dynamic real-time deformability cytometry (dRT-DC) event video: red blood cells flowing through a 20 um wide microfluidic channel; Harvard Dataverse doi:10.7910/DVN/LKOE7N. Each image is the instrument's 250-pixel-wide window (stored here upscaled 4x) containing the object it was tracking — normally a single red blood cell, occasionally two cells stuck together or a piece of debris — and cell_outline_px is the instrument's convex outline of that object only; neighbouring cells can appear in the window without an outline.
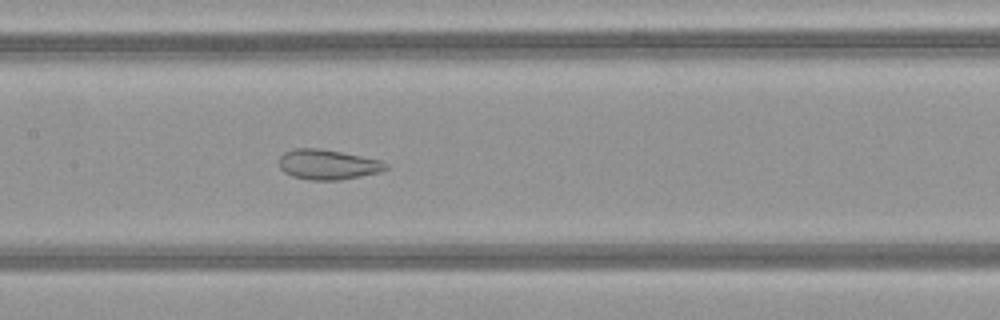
{"species": "common noctule bat (a hibernating species)", "species_latin": "Nyctalus noctula", "temperature_condition": "warm", "stored_images_in_passage": 50, "camera_frame_rate_fps": 3000, "um_per_image_px": 0.085, "animal": {"sex": "female", "body_mass_g": 21.9}, "frame": {"image": 1, "passage_image": 24, "time_ms": 7.667, "image_size_px": [1000, 320], "cell_outline_px": [[388, 168], [380, 172], [340, 180], [308, 180], [292, 176], [284, 172], [280, 168], [280, 156], [284, 152], [296, 148], [316, 148], [340, 152], [380, 160], [388, 164]], "centroid_in_image_um": [27.85, 13.99], "position_along_channel_um": 179.6, "area_um2": 18.55}}
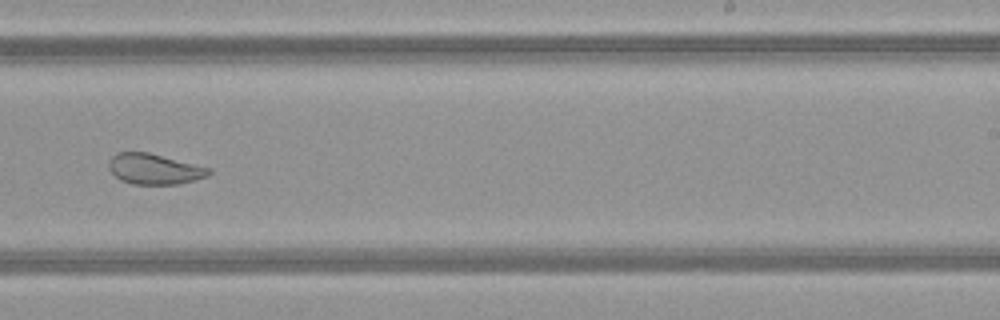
{"frame": {"image": 2, "passage_image": 31, "time_ms": 10.0, "image_size_px": [1000, 320], "cell_outline_px": [[212, 172], [208, 176], [196, 180], [180, 184], [132, 184], [120, 180], [108, 168], [108, 164], [112, 156], [116, 152], [148, 152], [212, 168]], "centroid_in_image_um": [13.15, 14.37], "position_along_channel_um": 275.9, "area_um2": 17.98}}
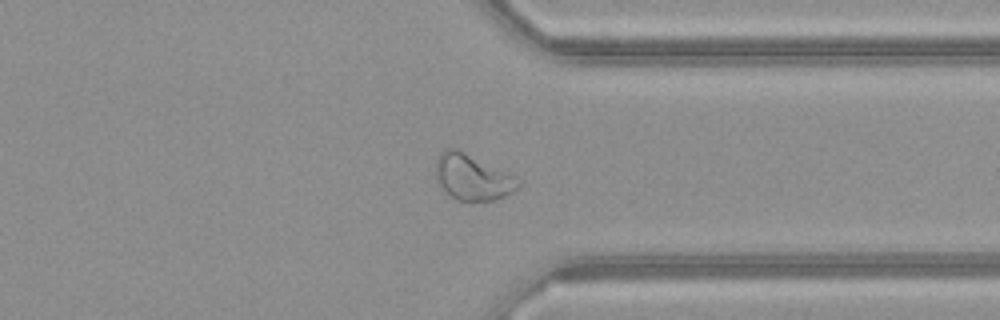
{"frame": {"image": 3, "passage_image": 38, "time_ms": 12.333, "image_size_px": [1000, 320], "cell_outline_px": [[520, 188], [496, 200], [456, 200], [448, 196], [440, 184], [436, 176], [436, 160], [440, 152], [444, 148], [456, 148], [520, 180]], "centroid_in_image_um": [40.12, 15.08], "position_along_channel_um": 371.3, "area_um2": 21.56}, "authors_computed_cell_mechanics": {"area_um2": 26.1545, "velocity_mm_per_s": 4.1432, "shape_relaxation_time_tau1_ms": null, "shape_relaxation_time_tau2_ms": 0.9826, "deformation_change_tau1": null, "deformation_change_tau2": 0.074}}